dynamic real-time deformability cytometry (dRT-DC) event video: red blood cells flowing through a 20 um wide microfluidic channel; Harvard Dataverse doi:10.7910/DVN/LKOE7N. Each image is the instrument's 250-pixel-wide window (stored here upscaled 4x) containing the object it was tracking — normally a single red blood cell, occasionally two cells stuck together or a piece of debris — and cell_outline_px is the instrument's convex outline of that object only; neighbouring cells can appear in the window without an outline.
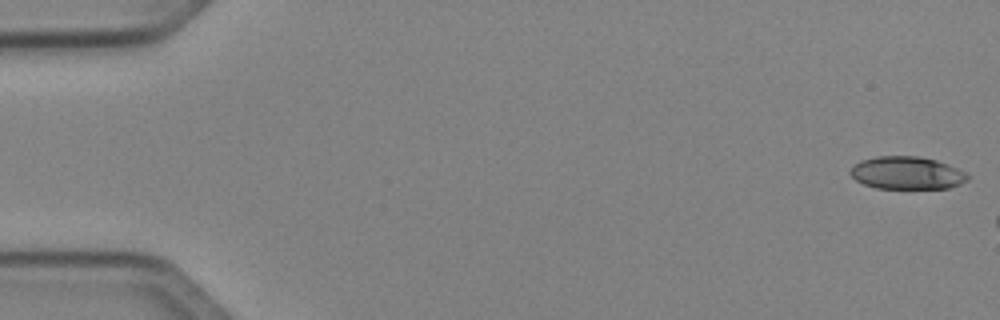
{"species": "Egyptian fruit bat (a non-hibernating species)", "species_latin": "Rousettus aegyptiacus", "temperature_condition": "cold", "stored_images_in_passage": 9, "camera_frame_rate_fps": 3000, "um_per_image_px": 0.085, "animal": {"sex": "female"}, "frame": {"image": 1, "passage_image": 1, "time_ms": 0.0, "image_size_px": [1000, 320], "cell_outline_px": [[968, 180], [960, 184], [948, 188], [876, 188], [864, 184], [856, 180], [848, 172], [860, 160], [876, 156], [920, 156], [936, 160], [948, 164], [964, 172], [968, 176]], "centroid_in_image_um": [77.07, 14.69], "position_along_channel_um": 7.9, "area_um2": 22.25}}